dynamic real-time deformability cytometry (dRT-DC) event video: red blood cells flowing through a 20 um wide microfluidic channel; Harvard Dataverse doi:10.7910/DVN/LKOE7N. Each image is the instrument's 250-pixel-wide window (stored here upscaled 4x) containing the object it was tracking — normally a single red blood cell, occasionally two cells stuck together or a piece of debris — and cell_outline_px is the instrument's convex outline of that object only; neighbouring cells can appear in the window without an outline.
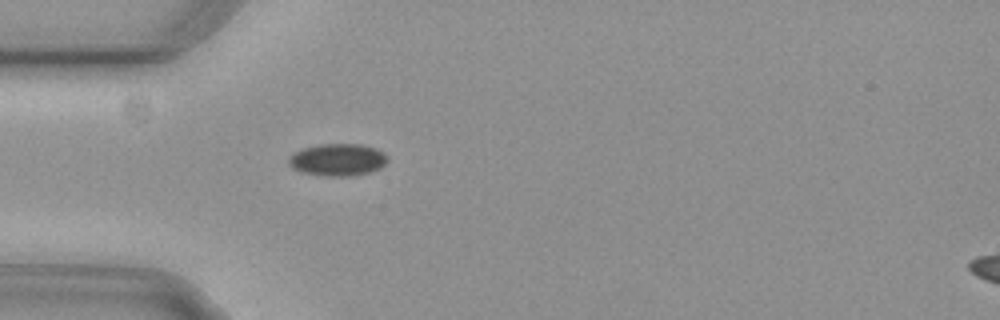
{"species": "common noctule bat (a hibernating species)", "species_latin": "Nyctalus noctula", "temperature_condition": "cold", "stored_images_in_passage": 1, "camera_frame_rate_fps": 3000, "um_per_image_px": 0.085, "animal": {"sex": "female", "body_mass_g": 29.2, "forearm_length_mm": 56.3}, "frame": {"image": 1, "passage_image": 1, "time_ms": 0.0, "image_size_px": [1000, 320], "cell_outline_px": [[388, 160], [380, 168], [368, 172], [348, 176], [328, 176], [300, 172], [292, 168], [288, 164], [288, 156], [304, 148], [320, 144], [360, 144], [376, 148], [384, 152], [388, 156]], "centroid_in_image_um": [28.7, 13.57], "position_along_channel_um": 56.3, "area_um2": 18.55}}